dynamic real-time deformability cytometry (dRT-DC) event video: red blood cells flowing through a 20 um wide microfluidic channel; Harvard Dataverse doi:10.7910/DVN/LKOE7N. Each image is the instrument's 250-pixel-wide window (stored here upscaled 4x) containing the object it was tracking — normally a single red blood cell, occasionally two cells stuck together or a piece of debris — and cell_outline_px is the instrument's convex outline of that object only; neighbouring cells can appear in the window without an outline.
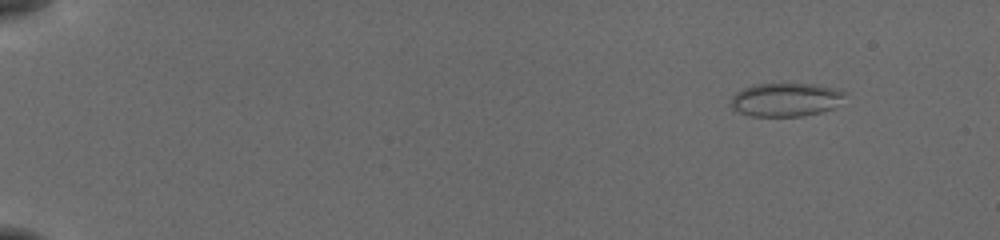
{"species": "common noctule bat (a hibernating species)", "species_latin": "Nyctalus noctula", "temperature_condition": "cold", "stored_images_in_passage": 50, "camera_frame_rate_fps": 3000, "um_per_image_px": 0.085, "animal": {"sex": "female", "body_mass_g": 19.5, "forearm_length_mm": 54.1}, "frame": {"image": 1, "passage_image": 1, "time_ms": 0.0, "image_size_px": [1000, 240], "cell_outline_px": [[848, 92], [832, 108], [820, 112], [800, 116], [748, 116], [732, 108], [728, 104], [732, 96], [736, 92], [752, 84], [816, 84], [836, 88]], "centroid_in_image_um": [66.74, 8.46], "position_along_channel_um": 18.3, "area_um2": 22.31}}
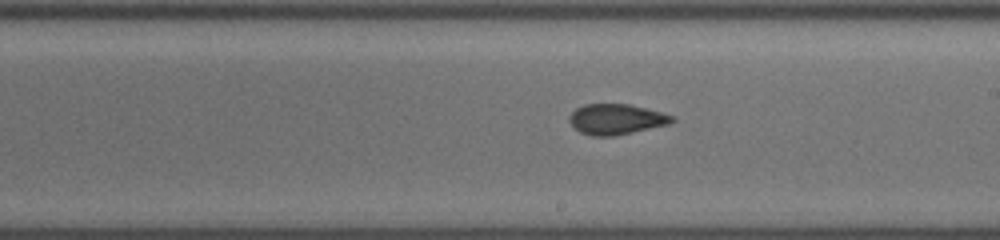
{"frame": {"image": 2, "passage_image": 29, "time_ms": 9.333, "image_size_px": [1000, 240], "cell_outline_px": [[676, 120], [668, 124], [632, 132], [612, 136], [592, 136], [580, 132], [568, 120], [568, 116], [576, 108], [584, 104], [628, 104], [676, 116]], "centroid_in_image_um": [52.37, 10.13], "position_along_channel_um": 236.6, "area_um2": 18.09}}
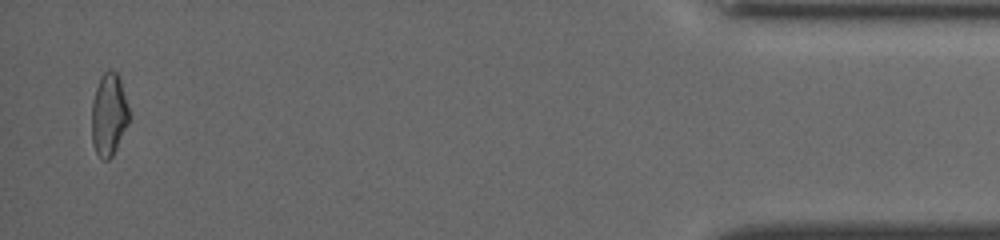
{"frame": {"image": 3, "passage_image": 49, "time_ms": 16.0, "image_size_px": [1000, 240], "cell_outline_px": [[128, 124], [112, 156], [108, 160], [104, 160], [96, 152], [92, 140], [92, 100], [96, 88], [104, 72], [116, 72], [120, 76], [128, 108]], "centroid_in_image_um": [9.25, 9.75], "position_along_channel_um": 426.0, "area_um2": 17.57}, "authors_computed_cell_mechanics": {"area_um2": 18.496, "velocity_mm_per_s": 3.868, "shape_relaxation_time_tau1_ms": 10.3589, "shape_relaxation_time_tau2_ms": 1.9907, "deformation_change_tau1": 0.1374, "deformation_change_tau2": 0.0694}}